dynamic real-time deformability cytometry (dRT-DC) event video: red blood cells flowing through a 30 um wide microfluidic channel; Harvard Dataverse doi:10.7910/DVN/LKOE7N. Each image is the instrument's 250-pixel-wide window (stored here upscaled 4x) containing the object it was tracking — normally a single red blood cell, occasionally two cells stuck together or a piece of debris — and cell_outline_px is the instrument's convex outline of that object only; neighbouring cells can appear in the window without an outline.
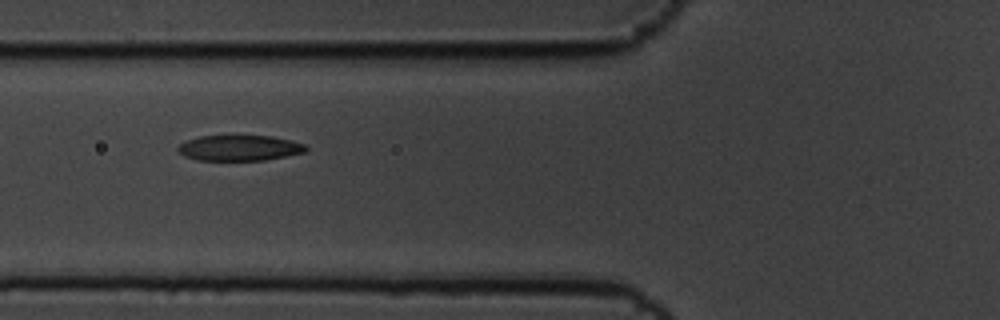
{"species": "common noctule bat (a hibernating species)", "species_latin": "Nyctalus noctula", "temperature_condition": "cold", "stored_images_in_passage": 8, "camera_frame_rate_fps": 3000, "um_per_image_px": 0.085, "animal": {"sex": "male", "body_mass_g": 19.5, "forearm_length_mm": 54.6}, "frame": {"image": 1, "passage_image": 7, "time_ms": 2.0, "image_size_px": [1000, 320], "cell_outline_px": [[308, 148], [304, 152], [264, 160], [196, 160], [184, 156], [176, 148], [180, 144], [188, 140], [200, 136], [272, 136], [292, 140], [304, 144]], "centroid_in_image_um": [20.35, 12.57], "position_along_channel_um": 105.5, "area_um2": 18.9}}
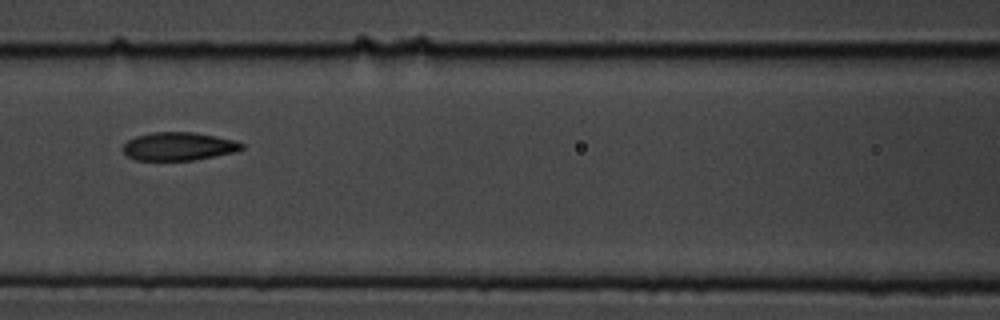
{"frame": {"image": 2, "passage_image": 8, "time_ms": 2.333, "image_size_px": [1000, 320], "cell_outline_px": [[244, 148], [232, 152], [216, 156], [192, 160], [136, 160], [128, 156], [120, 148], [128, 140], [136, 136], [152, 132], [192, 132], [216, 136], [236, 140], [244, 144]], "centroid_in_image_um": [15.17, 12.43], "position_along_channel_um": 151.4, "area_um2": 19.54}}